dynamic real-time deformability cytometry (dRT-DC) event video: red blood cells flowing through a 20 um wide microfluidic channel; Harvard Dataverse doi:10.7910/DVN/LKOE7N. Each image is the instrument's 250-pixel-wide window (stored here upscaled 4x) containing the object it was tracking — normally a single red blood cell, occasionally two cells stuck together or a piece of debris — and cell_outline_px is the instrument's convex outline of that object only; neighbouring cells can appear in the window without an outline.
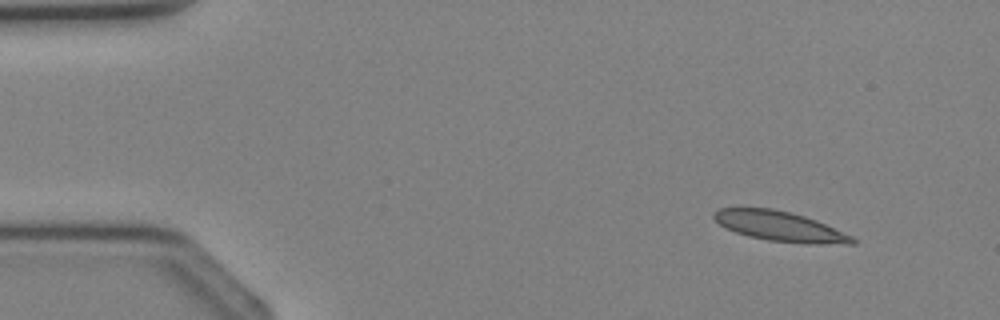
{"species": "Egyptian fruit bat (a non-hibernating species)", "species_latin": "Rousettus aegyptiacus", "temperature_condition": "cold", "stored_images_in_passage": 2, "camera_frame_rate_fps": 3000, "um_per_image_px": 0.085, "animal": {"sex": "female"}, "frame": {"image": 1, "passage_image": 1, "time_ms": 0.0, "image_size_px": [1000, 320], "cell_outline_px": [[856, 244], [816, 244], [768, 240], [748, 236], [724, 228], [712, 216], [712, 212], [720, 208], [772, 208], [792, 212], [816, 220], [852, 236], [856, 240]], "centroid_in_image_um": [66.28, 19.23], "position_along_channel_um": 18.7, "area_um2": 24.04}}